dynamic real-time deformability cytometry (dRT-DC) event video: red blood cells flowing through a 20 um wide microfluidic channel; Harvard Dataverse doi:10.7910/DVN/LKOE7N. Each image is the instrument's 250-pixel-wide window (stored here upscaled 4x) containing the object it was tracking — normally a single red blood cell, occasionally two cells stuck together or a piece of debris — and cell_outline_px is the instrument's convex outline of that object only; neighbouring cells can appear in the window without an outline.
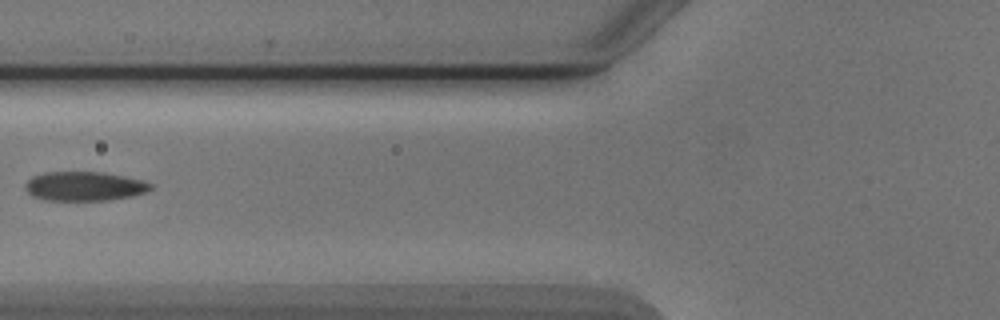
{"species": "Egyptian fruit bat (a non-hibernating species)", "species_latin": "Rousettus aegyptiacus", "temperature_condition": "cold", "stored_images_in_passage": 6, "camera_frame_rate_fps": 3000, "um_per_image_px": 0.085, "animal": {"sex": "male"}, "frame": {"image": 1, "passage_image": 5, "time_ms": 5.667, "image_size_px": [1000, 320], "cell_outline_px": [[152, 188], [144, 192], [132, 196], [108, 200], [44, 200], [32, 196], [24, 188], [28, 180], [32, 176], [44, 172], [100, 172], [124, 176], [144, 180], [152, 184]], "centroid_in_image_um": [7.16, 15.83], "position_along_channel_um": 118.6, "area_um2": 21.33}}
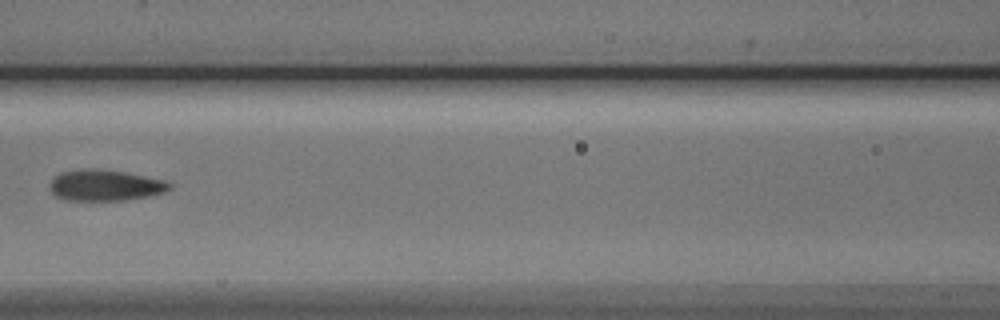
{"frame": {"image": 2, "passage_image": 6, "time_ms": 6.667, "image_size_px": [1000, 320], "cell_outline_px": [[172, 188], [164, 192], [148, 196], [120, 200], [64, 200], [56, 196], [52, 192], [52, 180], [60, 172], [84, 168], [96, 168], [124, 172], [164, 180], [172, 184]], "centroid_in_image_um": [8.95, 15.74], "position_along_channel_um": 157.7, "area_um2": 21.44}}